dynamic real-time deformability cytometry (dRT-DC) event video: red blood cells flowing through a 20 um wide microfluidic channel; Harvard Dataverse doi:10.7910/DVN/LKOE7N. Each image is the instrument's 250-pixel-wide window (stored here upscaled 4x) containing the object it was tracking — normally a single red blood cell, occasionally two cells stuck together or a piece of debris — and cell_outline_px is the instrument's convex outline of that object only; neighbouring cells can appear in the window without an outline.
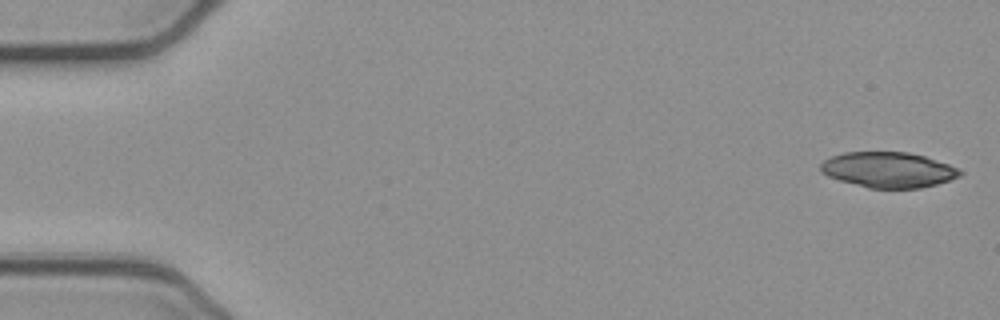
{"species": "common noctule bat (a hibernating species)", "species_latin": "Nyctalus noctula", "temperature_condition": "cold", "stored_images_in_passage": 45, "camera_frame_rate_fps": 3000, "um_per_image_px": 0.085, "animal": {"sex": "female", "body_mass_g": 21.9}, "frame": {"image": 1, "passage_image": 1, "time_ms": 0.0, "image_size_px": [1000, 320], "cell_outline_px": [[964, 172], [960, 176], [936, 184], [920, 188], [868, 188], [840, 180], [828, 176], [820, 172], [820, 164], [824, 160], [832, 156], [844, 152], [908, 152], [924, 156], [948, 164]], "centroid_in_image_um": [75.48, 14.43], "position_along_channel_um": 9.5, "area_um2": 28.67}}